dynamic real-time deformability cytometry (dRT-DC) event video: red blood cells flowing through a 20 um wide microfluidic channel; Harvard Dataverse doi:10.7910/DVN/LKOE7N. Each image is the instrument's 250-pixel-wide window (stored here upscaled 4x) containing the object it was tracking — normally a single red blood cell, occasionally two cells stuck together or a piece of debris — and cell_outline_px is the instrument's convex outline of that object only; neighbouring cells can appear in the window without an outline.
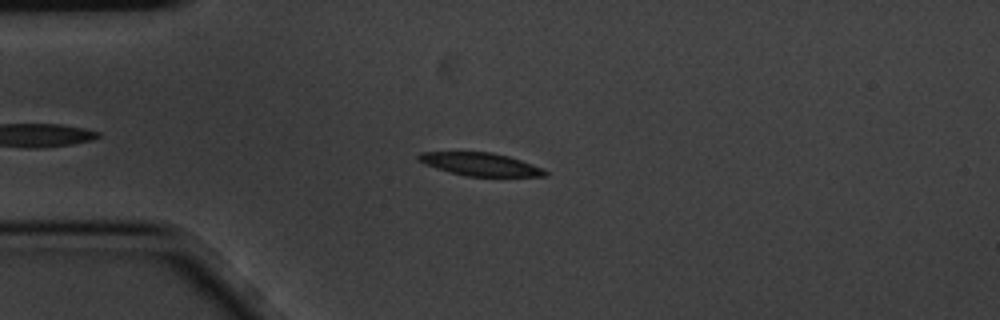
{"species": "common noctule bat (a hibernating species)", "species_latin": "Nyctalus noctula", "temperature_condition": "cold", "stored_images_in_passage": 6, "camera_frame_rate_fps": 3000, "um_per_image_px": 0.085, "animal": {"sex": "male", "body_mass_g": 20.1, "forearm_length_mm": 53.5}, "frame": {"image": 1, "passage_image": 3, "time_ms": 0.667, "image_size_px": [1000, 320], "cell_outline_px": [[548, 176], [464, 176], [436, 168], [424, 164], [416, 160], [416, 156], [420, 152], [492, 152], [508, 156], [544, 168], [548, 172]], "centroid_in_image_um": [40.81, 13.96], "position_along_channel_um": 44.2, "area_um2": 16.99}}
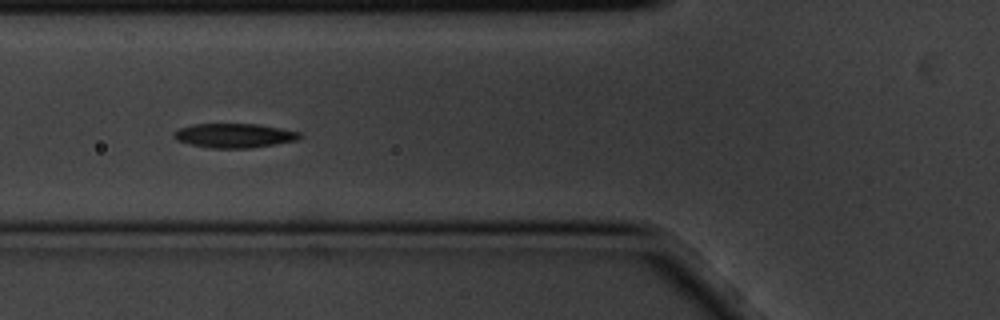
{"frame": {"image": 2, "passage_image": 5, "time_ms": 1.333, "image_size_px": [1000, 320], "cell_outline_px": [[300, 136], [296, 140], [276, 144], [248, 148], [212, 148], [188, 144], [176, 140], [172, 136], [172, 132], [180, 128], [192, 124], [260, 124], [300, 132]], "centroid_in_image_um": [19.85, 11.52], "position_along_channel_um": 105.9, "area_um2": 17.8}}
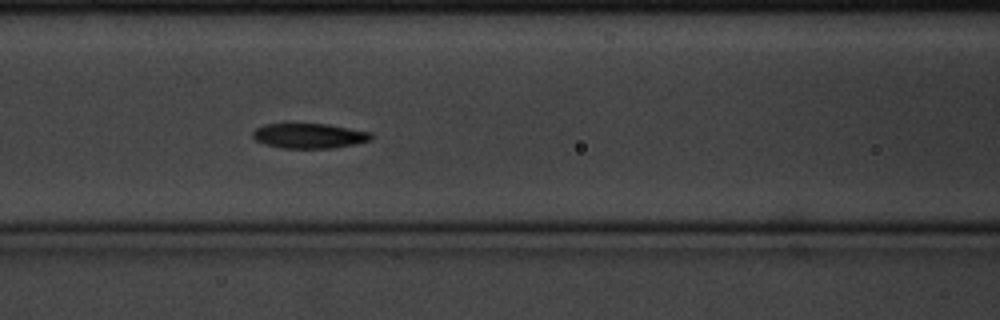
{"frame": {"image": 3, "passage_image": 6, "time_ms": 1.667, "image_size_px": [1000, 320], "cell_outline_px": [[372, 140], [332, 148], [280, 148], [264, 144], [256, 140], [252, 136], [252, 132], [256, 128], [264, 124], [328, 124], [372, 132]], "centroid_in_image_um": [26.27, 11.54], "position_along_channel_um": 140.3, "area_um2": 17.22}}